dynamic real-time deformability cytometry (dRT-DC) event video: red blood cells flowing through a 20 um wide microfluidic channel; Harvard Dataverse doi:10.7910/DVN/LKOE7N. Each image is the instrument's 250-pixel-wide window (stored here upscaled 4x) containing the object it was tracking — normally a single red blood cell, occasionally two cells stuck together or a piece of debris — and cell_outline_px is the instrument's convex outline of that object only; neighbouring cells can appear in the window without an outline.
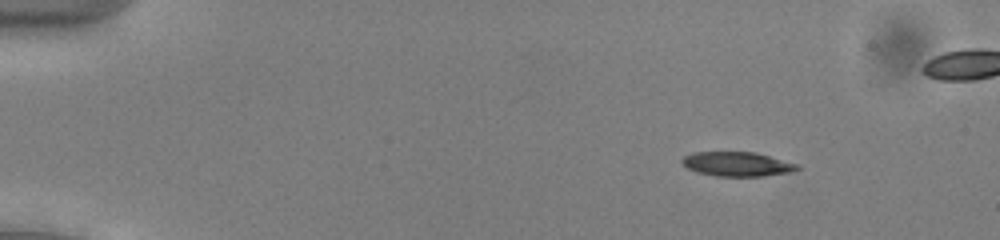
{"species": "common noctule bat (a hibernating species)", "species_latin": "Nyctalus noctula", "temperature_condition": "cold", "stored_images_in_passage": 48, "camera_frame_rate_fps": 3000, "um_per_image_px": 0.085, "animal": {"sex": "male", "body_mass_g": 13.0, "forearm_length_mm": 53.1}, "frame": {"image": 1, "passage_image": 5, "time_ms": 1.333, "image_size_px": [1000, 240], "cell_outline_px": [[800, 168], [792, 172], [764, 176], [716, 176], [696, 172], [688, 168], [680, 160], [684, 156], [692, 152], [756, 152], [800, 164]], "centroid_in_image_um": [62.69, 13.94], "position_along_channel_um": 22.3, "area_um2": 16.53}}
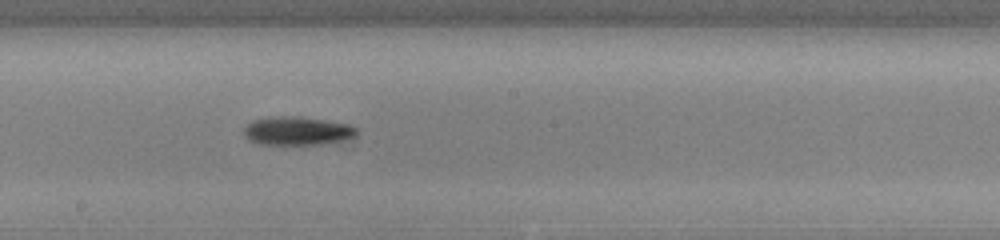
{"frame": {"image": 2, "passage_image": 28, "time_ms": 9.0, "image_size_px": [1000, 240], "cell_outline_px": [[356, 132], [352, 136], [340, 140], [324, 144], [256, 144], [248, 140], [244, 136], [244, 128], [252, 120], [284, 116], [300, 116], [348, 124], [356, 128]], "centroid_in_image_um": [25.2, 11.13], "position_along_channel_um": 223.0, "area_um2": 18.44}}
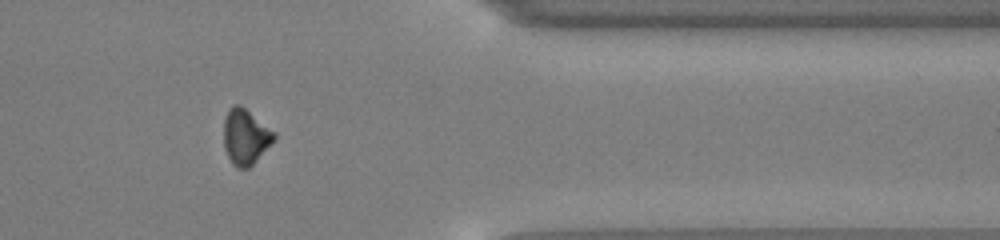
{"frame": {"image": 3, "passage_image": 42, "time_ms": 13.667, "image_size_px": [1000, 240], "cell_outline_px": [[276, 136], [256, 160], [248, 168], [236, 168], [232, 164], [224, 148], [224, 120], [228, 108], [232, 104], [240, 104], [276, 132]], "centroid_in_image_um": [20.84, 11.59], "position_along_channel_um": 390.6, "area_um2": 16.18}}